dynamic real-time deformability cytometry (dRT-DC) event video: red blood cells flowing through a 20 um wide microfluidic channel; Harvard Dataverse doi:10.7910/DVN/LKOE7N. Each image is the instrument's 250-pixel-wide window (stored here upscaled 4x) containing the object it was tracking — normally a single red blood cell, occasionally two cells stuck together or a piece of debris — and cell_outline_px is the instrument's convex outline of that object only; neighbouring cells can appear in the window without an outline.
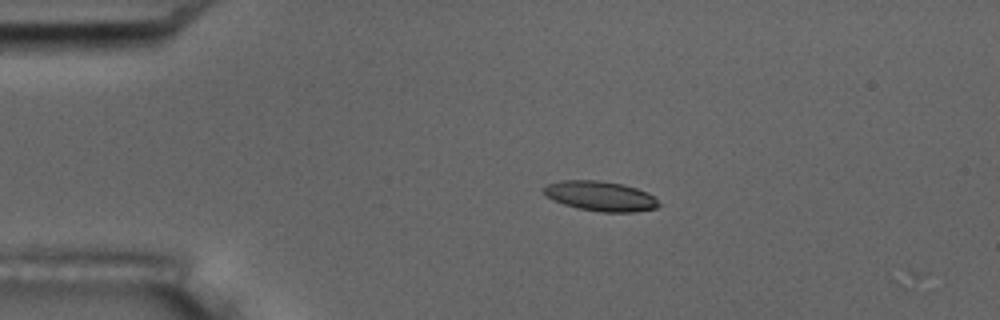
{"species": "common noctule bat (a hibernating species)", "species_latin": "Nyctalus noctula", "temperature_condition": "room temperature", "stored_images_in_passage": 3, "camera_frame_rate_fps": 3000, "um_per_image_px": 0.085, "animal": {"sex": "male", "body_mass_g": 17.5, "forearm_length_mm": 52.3}, "frame": {"image": 1, "passage_image": 1, "time_ms": 0.0, "image_size_px": [1000, 320], "cell_outline_px": [[660, 204], [656, 208], [632, 212], [600, 212], [576, 208], [552, 200], [540, 188], [548, 184], [560, 180], [600, 180], [624, 184], [648, 192]], "centroid_in_image_um": [51.0, 16.66], "position_along_channel_um": 34.0, "area_um2": 20.11}}
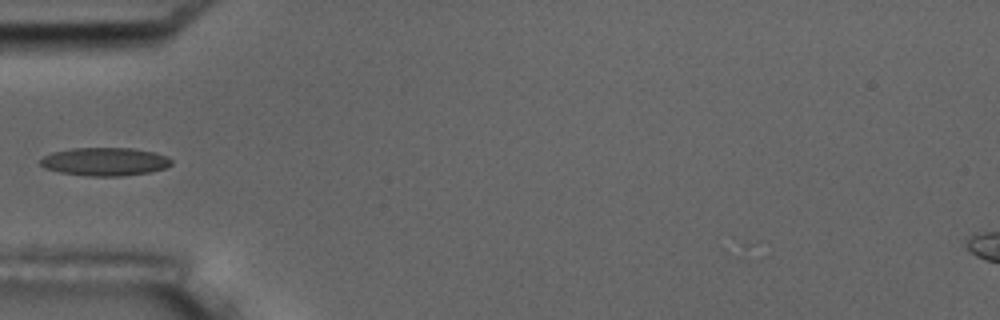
{"frame": {"image": 2, "passage_image": 3, "time_ms": 2.333, "image_size_px": [1000, 320], "cell_outline_px": [[172, 164], [164, 168], [148, 172], [120, 176], [88, 176], [60, 172], [44, 168], [40, 164], [40, 160], [44, 156], [52, 152], [72, 148], [132, 148], [152, 152], [164, 156], [172, 160]], "centroid_in_image_um": [8.87, 13.74], "position_along_channel_um": 76.1, "area_um2": 21.33}}